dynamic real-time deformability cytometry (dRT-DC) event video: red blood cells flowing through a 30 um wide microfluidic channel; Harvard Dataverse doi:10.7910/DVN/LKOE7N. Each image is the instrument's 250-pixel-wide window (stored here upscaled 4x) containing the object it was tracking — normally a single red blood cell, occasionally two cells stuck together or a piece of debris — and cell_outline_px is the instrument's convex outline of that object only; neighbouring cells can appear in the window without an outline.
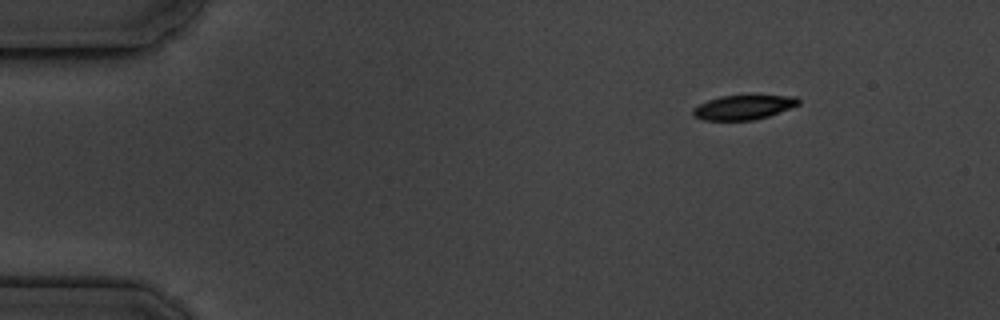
{"species": "common noctule bat (a hibernating species)", "species_latin": "Nyctalus noctula", "temperature_condition": "cold", "stored_images_in_passage": 6, "camera_frame_rate_fps": 3000, "um_per_image_px": 0.085, "animal": {"sex": "male", "body_mass_g": 19.5, "forearm_length_mm": 54.6}, "frame": {"image": 1, "passage_image": 1, "time_ms": 0.0, "image_size_px": [1000, 320], "cell_outline_px": [[800, 104], [768, 116], [752, 120], [704, 120], [692, 116], [692, 108], [708, 100], [720, 96], [796, 96], [800, 100]], "centroid_in_image_um": [63.16, 9.13], "position_along_channel_um": 21.8, "area_um2": 14.85}}
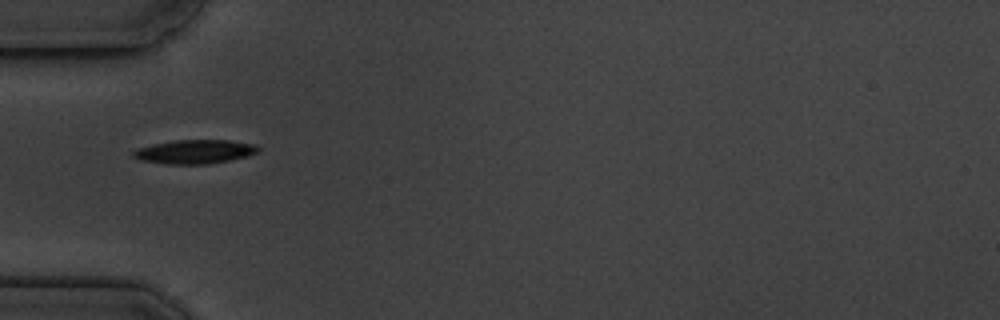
{"frame": {"image": 2, "passage_image": 4, "time_ms": 3.667, "image_size_px": [1000, 320], "cell_outline_px": [[260, 152], [248, 156], [208, 164], [164, 164], [140, 160], [132, 156], [132, 152], [136, 148], [152, 144], [172, 140], [228, 140], [256, 144], [260, 148]], "centroid_in_image_um": [16.55, 12.89], "position_along_channel_um": 68.5, "area_um2": 17.63}}
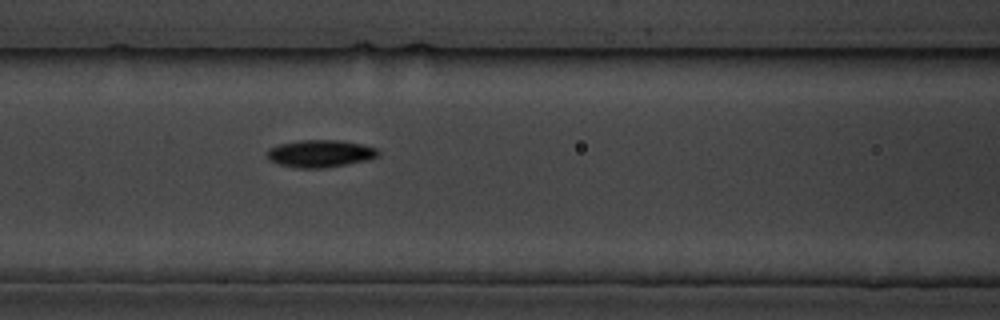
{"frame": {"image": 3, "passage_image": 6, "time_ms": 5.667, "image_size_px": [1000, 320], "cell_outline_px": [[380, 156], [368, 160], [324, 168], [300, 168], [280, 164], [268, 160], [268, 148], [280, 144], [300, 140], [344, 140], [376, 148], [380, 152]], "centroid_in_image_um": [27.25, 13.05], "position_along_channel_um": 139.4, "area_um2": 17.69}}